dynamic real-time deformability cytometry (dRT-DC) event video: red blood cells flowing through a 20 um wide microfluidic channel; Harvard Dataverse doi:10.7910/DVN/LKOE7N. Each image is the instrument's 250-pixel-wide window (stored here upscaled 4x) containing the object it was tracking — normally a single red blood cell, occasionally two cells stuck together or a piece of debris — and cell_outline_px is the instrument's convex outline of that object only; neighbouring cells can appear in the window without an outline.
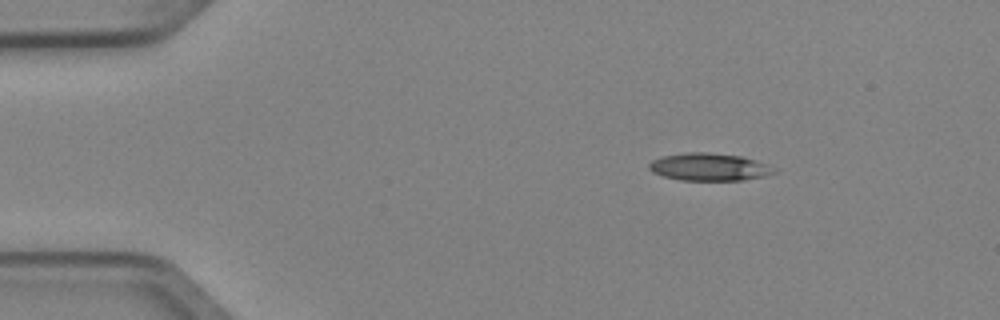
{"species": "Egyptian fruit bat (a non-hibernating species)", "species_latin": "Rousettus aegyptiacus", "temperature_condition": "cold", "stored_images_in_passage": 3, "camera_frame_rate_fps": 3000, "um_per_image_px": 0.085, "animal": {"sex": "female"}, "frame": {"image": 1, "passage_image": 1, "time_ms": 0.0, "image_size_px": [1000, 320], "cell_outline_px": [[776, 172], [768, 176], [744, 180], [680, 180], [664, 176], [652, 172], [648, 168], [648, 164], [652, 160], [664, 156], [688, 152], [708, 152], [740, 156], [756, 160], [776, 168]], "centroid_in_image_um": [60.31, 14.2], "position_along_channel_um": 24.7, "area_um2": 20.11}}